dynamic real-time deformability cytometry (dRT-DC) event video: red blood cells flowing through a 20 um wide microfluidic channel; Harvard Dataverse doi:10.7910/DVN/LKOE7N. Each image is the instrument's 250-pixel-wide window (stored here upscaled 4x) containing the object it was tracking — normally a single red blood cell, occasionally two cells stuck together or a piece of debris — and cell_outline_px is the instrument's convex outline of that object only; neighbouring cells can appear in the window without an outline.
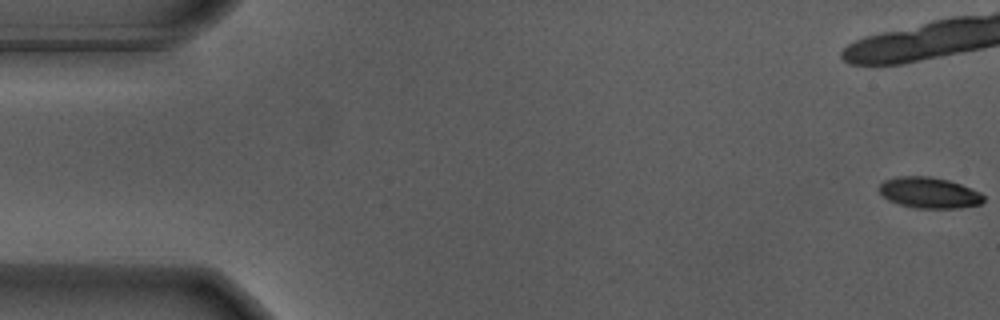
{"species": "Egyptian fruit bat (a non-hibernating species)", "species_latin": "Rousettus aegyptiacus", "temperature_condition": "warm", "stored_images_in_passage": 48, "camera_frame_rate_fps": 3000, "um_per_image_px": 0.085, "animal": {"sex": "male"}, "frame": {"image": 1, "passage_image": 1, "time_ms": 0.0, "image_size_px": [1000, 320], "cell_outline_px": [[984, 200], [980, 204], [960, 208], [912, 208], [888, 200], [880, 192], [880, 184], [884, 180], [900, 176], [928, 176], [948, 180], [960, 184], [980, 192], [984, 196]], "centroid_in_image_um": [78.98, 16.39], "position_along_channel_um": 6.0, "area_um2": 18.73}, "authors_computed_cell_mechanics": {"area_um2": 22.1952, "velocity_mm_per_s": 3.6715, "shape_relaxation_time_tau1_ms": 3.0156, "shape_relaxation_time_tau2_ms": null, "deformation_change_tau1": 0.1824, "deformation_change_tau2": null}}